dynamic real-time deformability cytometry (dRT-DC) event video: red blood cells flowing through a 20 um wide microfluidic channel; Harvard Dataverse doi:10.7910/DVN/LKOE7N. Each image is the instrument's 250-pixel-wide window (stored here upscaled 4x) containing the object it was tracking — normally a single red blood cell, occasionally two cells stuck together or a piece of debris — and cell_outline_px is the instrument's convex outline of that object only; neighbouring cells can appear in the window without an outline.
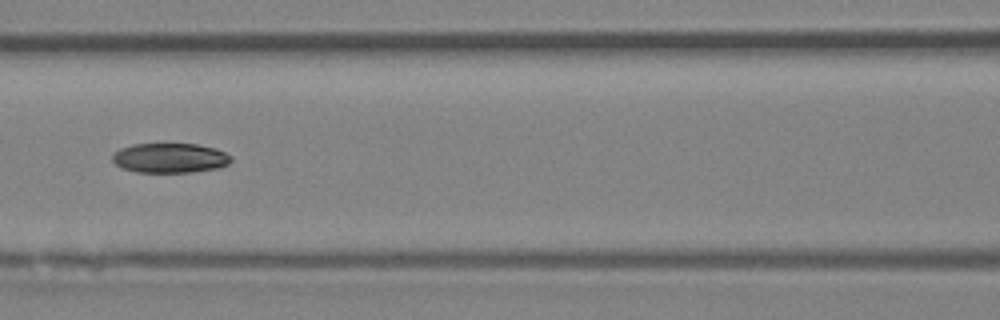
{"species": "Egyptian fruit bat (a non-hibernating species)", "species_latin": "Rousettus aegyptiacus", "temperature_condition": "room temperature", "stored_images_in_passage": 7, "camera_frame_rate_fps": 3000, "um_per_image_px": 0.085, "animal": {"sex": "female"}, "frame": {"image": 1, "passage_image": 7, "time_ms": 7.667, "image_size_px": [1000, 320], "cell_outline_px": [[232, 160], [228, 164], [220, 168], [192, 172], [136, 172], [120, 168], [112, 160], [112, 156], [120, 148], [132, 144], [196, 144], [216, 148], [232, 156]], "centroid_in_image_um": [14.46, 13.43], "position_along_channel_um": 152.1, "area_um2": 20.69}}